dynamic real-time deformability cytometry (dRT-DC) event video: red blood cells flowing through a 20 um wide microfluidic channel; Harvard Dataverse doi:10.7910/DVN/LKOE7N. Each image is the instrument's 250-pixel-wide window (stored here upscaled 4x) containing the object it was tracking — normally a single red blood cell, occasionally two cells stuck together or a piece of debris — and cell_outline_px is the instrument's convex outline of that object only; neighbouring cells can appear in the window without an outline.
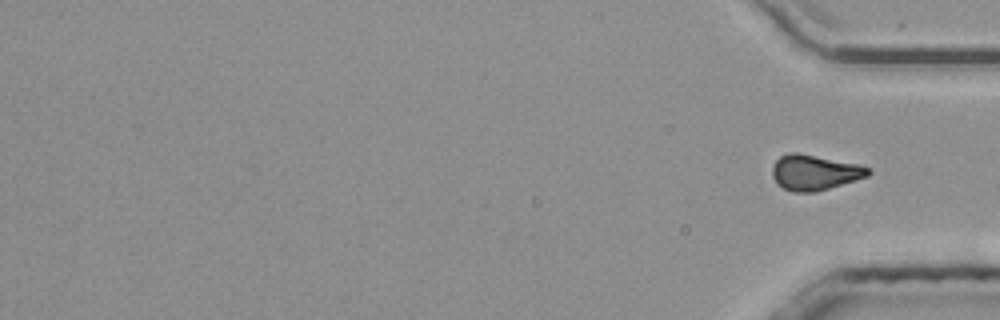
{"species": "common noctule bat (a hibernating species)", "species_latin": "Nyctalus noctula", "temperature_condition": "room temperature", "stored_images_in_passage": 12, "camera_frame_rate_fps": 3000, "um_per_image_px": 0.085, "animal": {"sex": "male", "body_mass_g": 20.4}, "frame": {"image": 1, "passage_image": 12, "time_ms": 3.667, "image_size_px": [1000, 320], "cell_outline_px": [[872, 172], [868, 176], [856, 180], [816, 192], [792, 192], [776, 184], [772, 176], [772, 168], [776, 160], [780, 156], [788, 152], [796, 152], [856, 164], [868, 168]], "centroid_in_image_um": [69.2, 14.67], "position_along_channel_um": 366.0, "area_um2": 19.65}}